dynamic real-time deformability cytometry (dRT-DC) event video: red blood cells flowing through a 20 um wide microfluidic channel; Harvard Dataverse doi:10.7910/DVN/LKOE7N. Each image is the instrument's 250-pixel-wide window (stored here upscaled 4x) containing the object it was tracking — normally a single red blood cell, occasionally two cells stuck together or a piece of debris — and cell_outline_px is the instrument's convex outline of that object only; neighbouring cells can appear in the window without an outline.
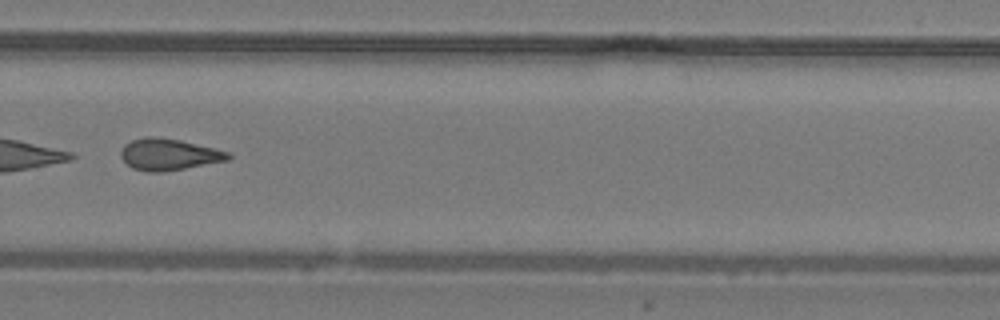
{"species": "common noctule bat (a hibernating species)", "species_latin": "Nyctalus noctula", "temperature_condition": "warm", "stored_images_in_passage": 29, "camera_frame_rate_fps": 3000, "um_per_image_px": 0.085, "animal": {"sex": "male", "body_mass_g": 19.2, "forearm_length_mm": 51.8}, "frame": {"image": 1, "passage_image": 21, "time_ms": 6.667, "image_size_px": [1000, 320], "cell_outline_px": [[232, 156], [228, 160], [164, 172], [148, 172], [132, 168], [120, 156], [120, 152], [124, 144], [132, 140], [144, 136], [156, 136], [180, 140], [232, 152]], "centroid_in_image_um": [14.35, 13.12], "position_along_channel_um": 315.4, "area_um2": 19.88}}